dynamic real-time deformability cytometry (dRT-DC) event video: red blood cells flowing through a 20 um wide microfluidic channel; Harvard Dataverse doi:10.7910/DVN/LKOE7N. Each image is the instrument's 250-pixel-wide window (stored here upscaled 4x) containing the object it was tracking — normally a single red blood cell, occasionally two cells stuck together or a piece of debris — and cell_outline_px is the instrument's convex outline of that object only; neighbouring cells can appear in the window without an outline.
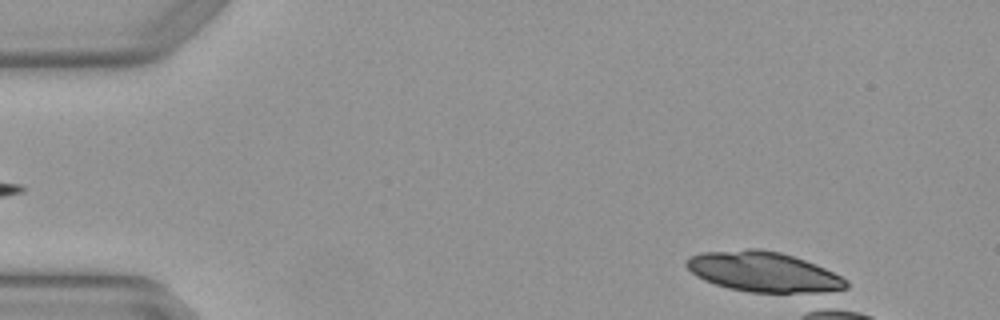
{"species": "Egyptian fruit bat (a non-hibernating species)", "species_latin": "Rousettus aegyptiacus", "temperature_condition": "warm", "stored_images_in_passage": 5, "segment_of_instrument_passage": [2, 2], "camera_frame_rate_fps": 3000, "um_per_image_px": 0.085, "animal": {"sex": "female"}, "frame": {"image": 1, "passage_image": 5, "time_ms": 1.333, "image_size_px": [1000, 320], "cell_outline_px": [[848, 288], [812, 296], [808, 296], [748, 292], [728, 288], [704, 280], [696, 276], [684, 264], [684, 260], [688, 256], [700, 252], [748, 248], [756, 248], [780, 252], [816, 264], [848, 280]], "centroid_in_image_um": [64.94, 23.15], "position_along_channel_um": 20.1, "area_um2": 38.73}}